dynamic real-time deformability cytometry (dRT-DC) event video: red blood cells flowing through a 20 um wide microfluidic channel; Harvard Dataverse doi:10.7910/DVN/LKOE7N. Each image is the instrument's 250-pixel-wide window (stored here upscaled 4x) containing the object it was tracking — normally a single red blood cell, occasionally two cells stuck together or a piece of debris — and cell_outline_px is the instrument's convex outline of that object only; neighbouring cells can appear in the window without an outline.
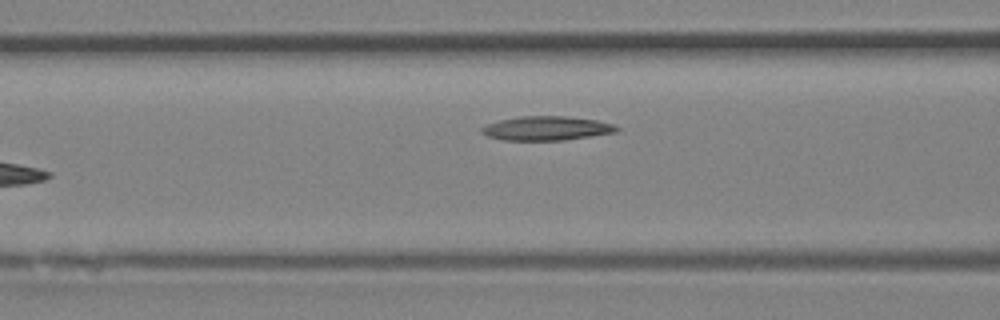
{"species": "Egyptian fruit bat (a non-hibernating species)", "species_latin": "Rousettus aegyptiacus", "temperature_condition": "room temperature", "stored_images_in_passage": 6, "camera_frame_rate_fps": 3000, "um_per_image_px": 0.085, "animal": {"sex": "female"}, "frame": {"image": 1, "passage_image": 6, "time_ms": 1.667, "image_size_px": [1000, 320], "cell_outline_px": [[620, 128], [616, 132], [564, 140], [504, 140], [488, 136], [480, 132], [480, 128], [488, 124], [500, 120], [520, 116], [568, 116], [596, 120], [612, 124]], "centroid_in_image_um": [46.45, 10.9], "position_along_channel_um": 120.2, "area_um2": 18.84}}